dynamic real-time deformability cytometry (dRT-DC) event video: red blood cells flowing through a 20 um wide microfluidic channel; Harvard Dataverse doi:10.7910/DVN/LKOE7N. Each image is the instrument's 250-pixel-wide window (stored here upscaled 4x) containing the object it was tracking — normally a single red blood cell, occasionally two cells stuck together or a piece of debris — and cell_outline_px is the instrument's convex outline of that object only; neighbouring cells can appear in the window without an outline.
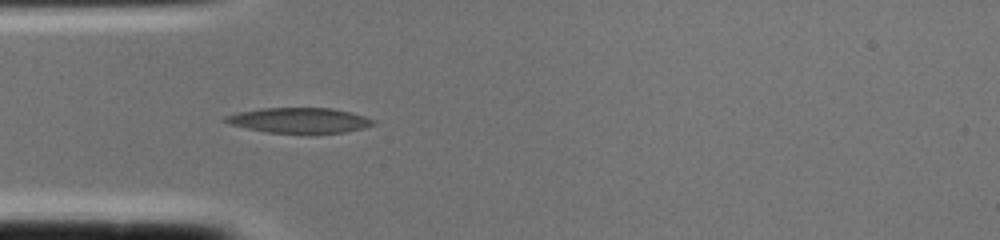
{"species": "common noctule bat (a hibernating species)", "species_latin": "Nyctalus noctula", "temperature_condition": "cold", "stored_images_in_passage": 2, "camera_frame_rate_fps": 3000, "um_per_image_px": 0.085, "animal": {"sex": "female", "body_mass_g": 22.0, "forearm_length_mm": 56.7}, "frame": {"image": 1, "passage_image": 2, "time_ms": 0.333, "image_size_px": [1000, 240], "cell_outline_px": [[376, 124], [364, 128], [344, 132], [312, 136], [308, 136], [268, 132], [228, 124], [220, 120], [224, 116], [240, 112], [260, 108], [332, 108], [364, 116], [376, 120]], "centroid_in_image_um": [25.46, 10.27], "position_along_channel_um": 59.5, "area_um2": 22.6}}